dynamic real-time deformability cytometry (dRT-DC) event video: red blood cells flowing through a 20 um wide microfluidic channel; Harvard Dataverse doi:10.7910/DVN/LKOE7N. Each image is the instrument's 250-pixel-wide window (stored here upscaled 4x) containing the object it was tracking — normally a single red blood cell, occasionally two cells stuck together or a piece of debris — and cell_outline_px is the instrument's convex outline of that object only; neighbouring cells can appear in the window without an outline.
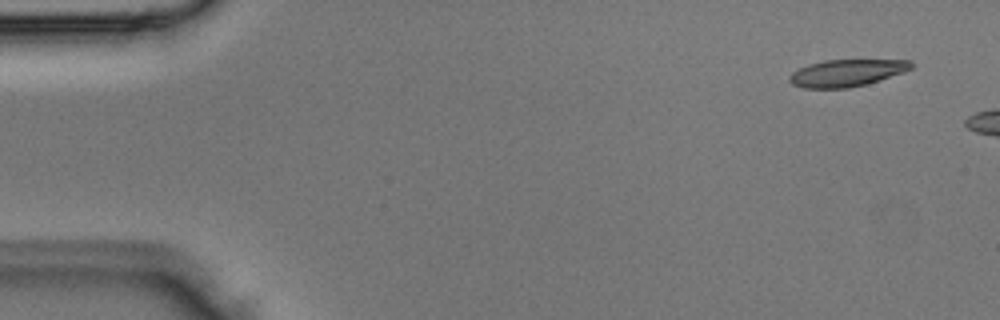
{"species": "Egyptian fruit bat (a non-hibernating species)", "species_latin": "Rousettus aegyptiacus", "temperature_condition": "room temperature", "stored_images_in_passage": 4, "segment_of_instrument_passage": [2, 2], "camera_frame_rate_fps": 3000, "um_per_image_px": 0.085, "animal": {"sex": "male"}, "frame": {"image": 1, "passage_image": 4, "time_ms": 1.0, "image_size_px": [1000, 320], "cell_outline_px": [[916, 64], [912, 68], [904, 72], [880, 80], [848, 88], [804, 88], [792, 84], [788, 80], [788, 76], [792, 72], [808, 64], [824, 60], [912, 60]], "centroid_in_image_um": [71.98, 6.19], "position_along_channel_um": 13.0, "area_um2": 19.25}}